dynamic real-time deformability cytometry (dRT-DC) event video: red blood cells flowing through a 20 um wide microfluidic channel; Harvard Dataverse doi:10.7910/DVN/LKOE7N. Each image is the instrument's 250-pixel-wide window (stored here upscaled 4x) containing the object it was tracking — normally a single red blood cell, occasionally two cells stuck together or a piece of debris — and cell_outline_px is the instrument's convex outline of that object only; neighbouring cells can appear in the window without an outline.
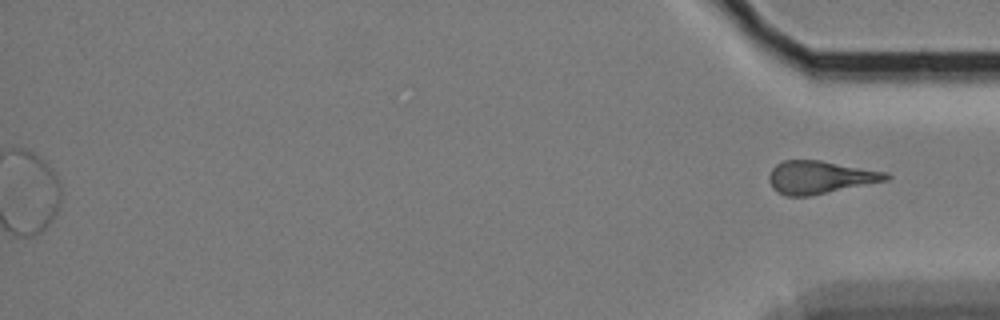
{"species": "Egyptian fruit bat (a non-hibernating species)", "species_latin": "Rousettus aegyptiacus", "temperature_condition": "cold", "stored_images_in_passage": 47, "segment_of_instrument_passage": [2, 2], "camera_frame_rate_fps": 3000, "um_per_image_px": 0.085, "animal": {"sex": "female"}, "frame": {"image": 1, "passage_image": 47, "time_ms": 15.333, "image_size_px": [1000, 320], "cell_outline_px": [[892, 176], [888, 180], [808, 196], [784, 196], [776, 192], [772, 188], [768, 180], [768, 176], [772, 168], [776, 164], [784, 160], [820, 160], [888, 172]], "centroid_in_image_um": [69.67, 15.06], "position_along_channel_um": 365.5, "area_um2": 22.48}}